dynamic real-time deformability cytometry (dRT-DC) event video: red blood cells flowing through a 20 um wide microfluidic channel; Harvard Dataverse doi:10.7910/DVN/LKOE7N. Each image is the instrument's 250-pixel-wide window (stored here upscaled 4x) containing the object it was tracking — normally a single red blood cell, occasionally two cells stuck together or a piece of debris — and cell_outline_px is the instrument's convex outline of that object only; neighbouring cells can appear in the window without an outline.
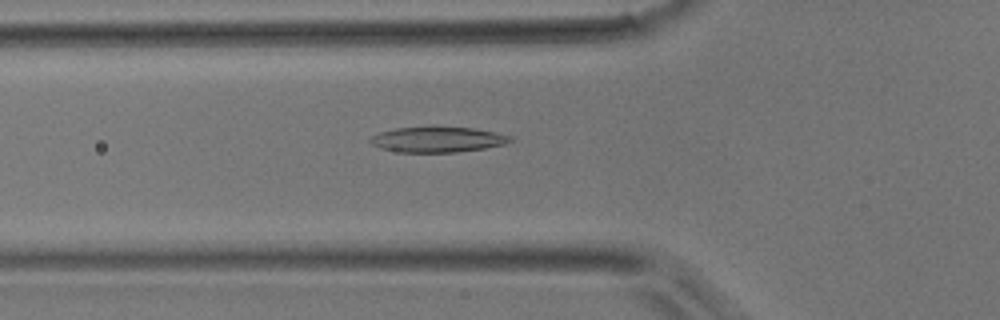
{"species": "common noctule bat (a hibernating species)", "species_latin": "Nyctalus noctula", "temperature_condition": "room temperature", "stored_images_in_passage": 43, "camera_frame_rate_fps": 3000, "um_per_image_px": 0.085, "animal": {"sex": "male", "body_mass_g": 17.9}, "frame": {"image": 1, "passage_image": 13, "time_ms": 4.0, "image_size_px": [1000, 320], "cell_outline_px": [[512, 140], [504, 144], [484, 148], [456, 152], [400, 152], [380, 148], [372, 144], [368, 140], [372, 136], [380, 132], [396, 128], [432, 124], [472, 128], [496, 132], [512, 136]], "centroid_in_image_um": [37.17, 11.81], "position_along_channel_um": 88.6, "area_um2": 21.39}}
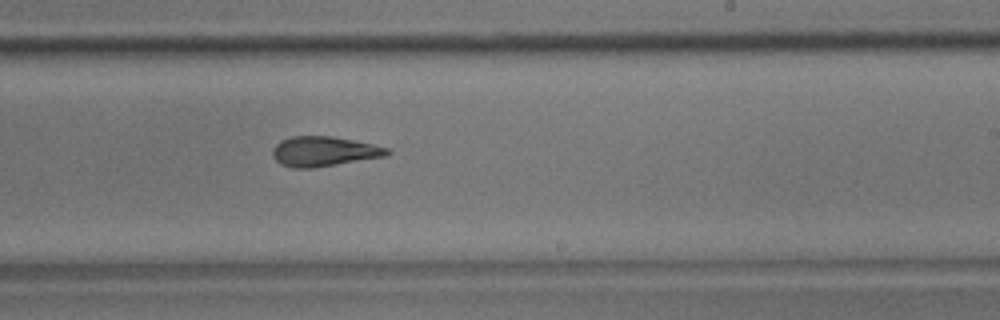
{"frame": {"image": 2, "passage_image": 25, "time_ms": 8.0, "image_size_px": [1000, 320], "cell_outline_px": [[392, 152], [388, 156], [312, 168], [292, 168], [280, 164], [272, 156], [272, 148], [280, 140], [292, 136], [332, 136], [372, 144], [388, 148]], "centroid_in_image_um": [27.52, 12.87], "position_along_channel_um": 261.5, "area_um2": 20.06}}
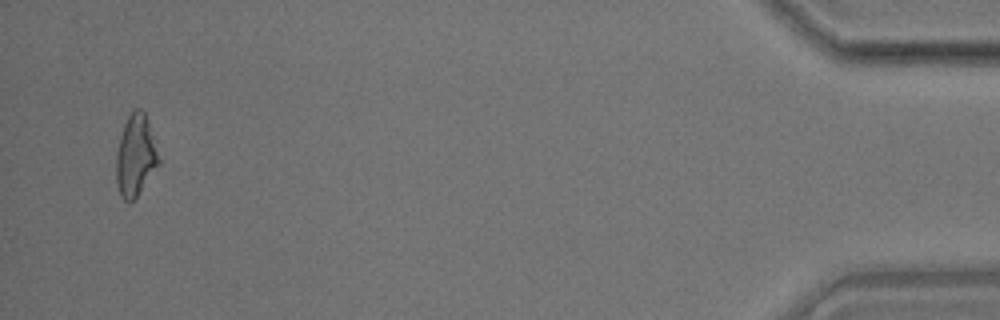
{"frame": {"image": 3, "passage_image": 42, "time_ms": 13.667, "image_size_px": [1000, 320], "cell_outline_px": [[160, 164], [136, 196], [132, 200], [124, 200], [120, 196], [116, 180], [116, 156], [120, 136], [124, 124], [132, 108], [140, 108], [144, 112], [160, 160]], "centroid_in_image_um": [11.5, 13.21], "position_along_channel_um": 423.7, "area_um2": 19.83}}